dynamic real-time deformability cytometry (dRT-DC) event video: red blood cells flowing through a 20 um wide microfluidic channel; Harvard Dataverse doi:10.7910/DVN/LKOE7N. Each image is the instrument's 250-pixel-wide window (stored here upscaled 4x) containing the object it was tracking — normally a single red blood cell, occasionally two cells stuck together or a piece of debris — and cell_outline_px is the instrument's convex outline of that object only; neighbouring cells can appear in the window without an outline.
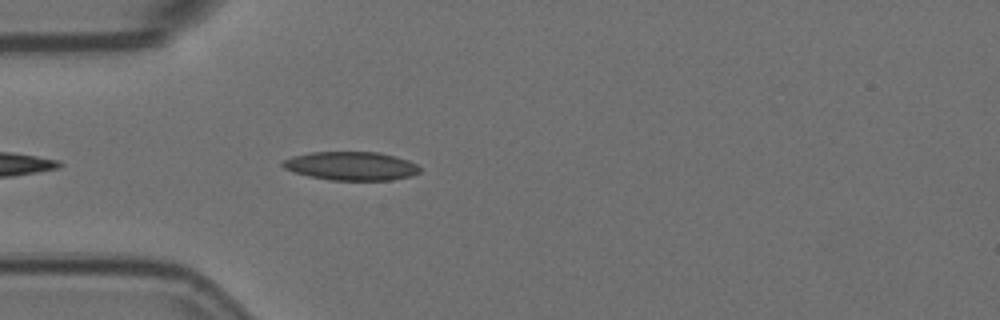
{"species": "Egyptian fruit bat (a non-hibernating species)", "species_latin": "Rousettus aegyptiacus", "temperature_condition": "room temperature", "stored_images_in_passage": 11, "camera_frame_rate_fps": 3000, "um_per_image_px": 0.085, "animal": {"sex": "female"}, "frame": {"image": 1, "passage_image": 4, "time_ms": 1.0, "image_size_px": [1000, 320], "cell_outline_px": [[420, 172], [412, 176], [392, 180], [328, 180], [308, 176], [292, 172], [284, 168], [280, 164], [284, 160], [292, 156], [312, 152], [380, 152], [396, 156], [408, 160], [416, 164], [420, 168]], "centroid_in_image_um": [29.85, 14.11], "position_along_channel_um": 55.2, "area_um2": 23.06}}
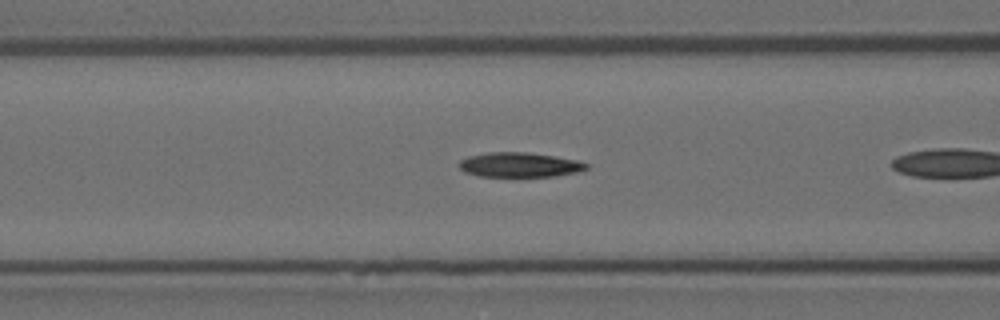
{"frame": {"image": 2, "passage_image": 7, "time_ms": 2.0, "image_size_px": [1000, 320], "cell_outline_px": [[588, 168], [576, 172], [556, 176], [480, 176], [464, 172], [456, 164], [460, 160], [468, 156], [488, 152], [528, 152], [556, 156], [576, 160], [588, 164]], "centroid_in_image_um": [44.12, 14.0], "position_along_channel_um": 122.5, "area_um2": 18.32}}
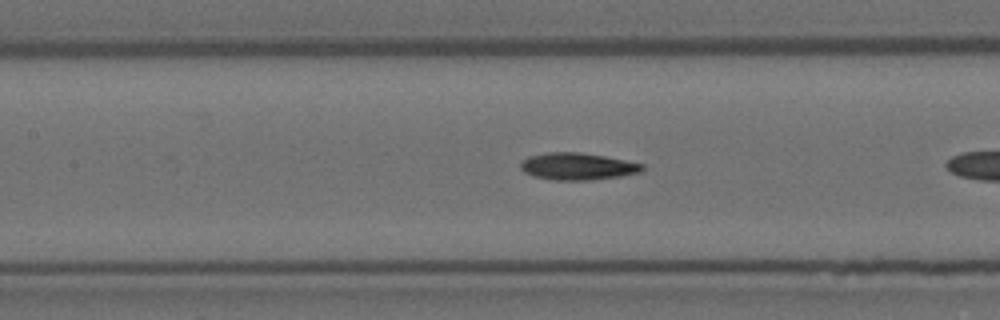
{"frame": {"image": 3, "passage_image": 10, "time_ms": 3.0, "image_size_px": [1000, 320], "cell_outline_px": [[644, 168], [640, 172], [620, 176], [592, 180], [552, 180], [532, 176], [524, 172], [520, 168], [520, 164], [528, 156], [548, 152], [580, 152], [604, 156], [644, 164]], "centroid_in_image_um": [49.06, 14.14], "position_along_channel_um": 158.3, "area_um2": 19.19}}